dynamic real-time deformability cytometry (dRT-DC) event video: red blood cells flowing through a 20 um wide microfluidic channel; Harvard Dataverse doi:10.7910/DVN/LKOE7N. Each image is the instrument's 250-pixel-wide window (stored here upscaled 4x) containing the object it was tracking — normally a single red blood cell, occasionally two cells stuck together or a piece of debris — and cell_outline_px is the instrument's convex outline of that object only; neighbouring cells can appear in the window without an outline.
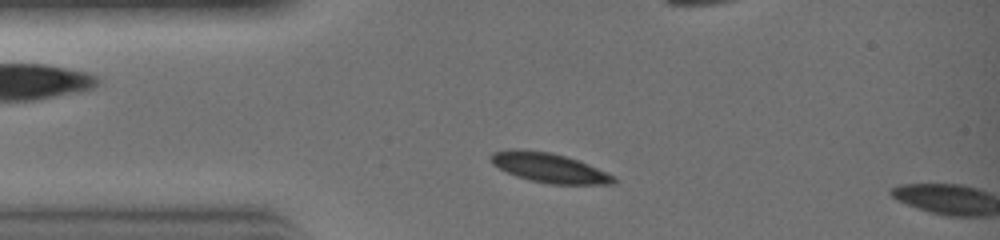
{"species": "common noctule bat (a hibernating species)", "species_latin": "Nyctalus noctula", "temperature_condition": "warm", "stored_images_in_passage": 5, "camera_frame_rate_fps": 3000, "um_per_image_px": 0.085, "animal": {"sex": "female", "body_mass_g": 19.0, "forearm_length_mm": 51.5}, "frame": {"image": 1, "passage_image": 4, "time_ms": 1.0, "image_size_px": [1000, 240], "cell_outline_px": [[616, 180], [612, 184], [552, 184], [528, 180], [516, 176], [492, 164], [488, 156], [492, 152], [512, 148], [516, 148], [552, 152], [588, 164], [616, 176]], "centroid_in_image_um": [46.64, 14.25], "position_along_channel_um": 38.4, "area_um2": 21.21}}